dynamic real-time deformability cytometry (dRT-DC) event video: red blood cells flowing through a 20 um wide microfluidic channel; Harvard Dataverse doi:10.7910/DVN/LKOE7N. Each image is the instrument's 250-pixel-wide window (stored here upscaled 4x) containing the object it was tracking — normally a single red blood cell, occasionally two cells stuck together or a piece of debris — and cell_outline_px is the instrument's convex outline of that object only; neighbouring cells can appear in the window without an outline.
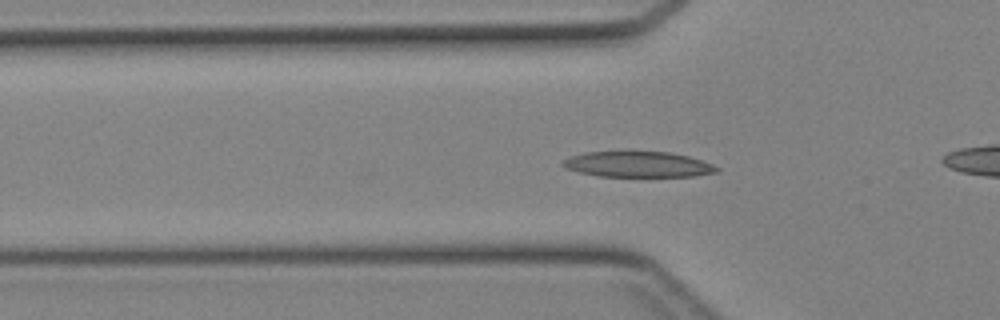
{"species": "Egyptian fruit bat (a non-hibernating species)", "species_latin": "Rousettus aegyptiacus", "temperature_condition": "cold", "stored_images_in_passage": 45, "camera_frame_rate_fps": 3000, "um_per_image_px": 0.085, "animal": {"sex": "female"}, "frame": {"image": 1, "passage_image": 15, "time_ms": 4.667, "image_size_px": [1000, 320], "cell_outline_px": [[720, 172], [696, 176], [596, 176], [564, 168], [560, 164], [560, 160], [584, 152], [628, 148], [668, 152], [688, 156], [712, 164], [720, 168]], "centroid_in_image_um": [54.16, 13.92], "position_along_channel_um": 71.6, "area_um2": 24.22}}
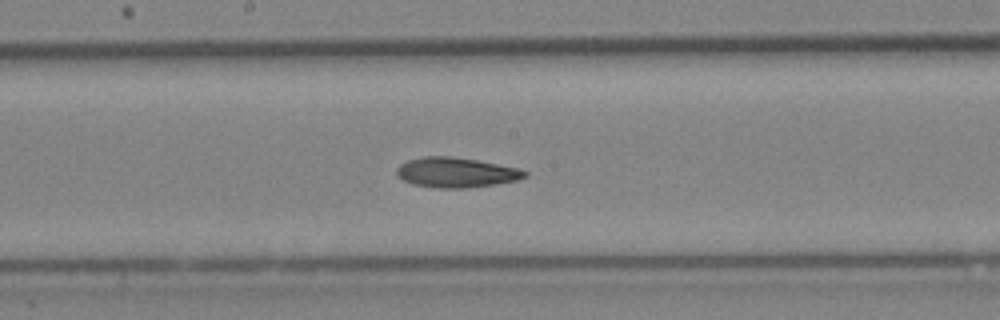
{"frame": {"image": 2, "passage_image": 24, "time_ms": 7.667, "image_size_px": [1000, 320], "cell_outline_px": [[528, 176], [516, 180], [496, 184], [464, 188], [440, 188], [412, 184], [396, 176], [396, 168], [400, 164], [408, 160], [424, 156], [448, 156], [476, 160], [520, 168], [528, 172]], "centroid_in_image_um": [38.76, 14.66], "position_along_channel_um": 209.4, "area_um2": 22.37}}
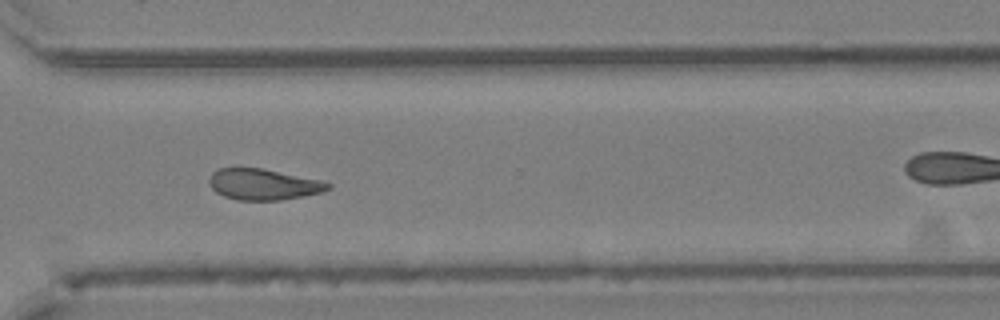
{"frame": {"image": 3, "passage_image": 33, "time_ms": 10.667, "image_size_px": [1000, 320], "cell_outline_px": [[332, 188], [324, 192], [280, 200], [236, 200], [224, 196], [216, 192], [208, 184], [208, 176], [212, 172], [220, 168], [260, 168], [320, 180], [332, 184]], "centroid_in_image_um": [22.37, 15.68], "position_along_channel_um": 348.2, "area_um2": 21.5}}